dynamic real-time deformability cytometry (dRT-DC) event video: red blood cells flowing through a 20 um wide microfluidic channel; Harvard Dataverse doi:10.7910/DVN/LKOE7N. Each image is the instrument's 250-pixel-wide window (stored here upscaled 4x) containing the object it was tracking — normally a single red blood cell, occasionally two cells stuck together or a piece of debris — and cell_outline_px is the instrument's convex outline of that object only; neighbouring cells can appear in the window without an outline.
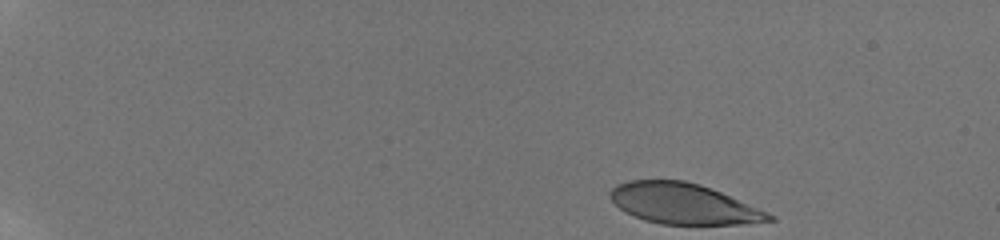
{"species": "human", "species_latin": "Homo sapiens", "temperature_condition": "room temperature", "stored_images_in_passage": 73, "camera_frame_rate_fps": 3000, "um_per_image_px": 0.085, "donor": {"sex": "male"}, "frame": {"image": 1, "passage_image": 1, "time_ms": 0.0, "image_size_px": [1000, 240], "cell_outline_px": [[776, 220], [740, 224], [660, 224], [644, 220], [624, 212], [612, 200], [608, 192], [616, 184], [628, 180], [684, 180], [700, 184], [720, 192], [768, 212], [776, 216]], "centroid_in_image_um": [58.07, 17.31], "position_along_channel_um": 26.9, "area_um2": 37.51}}
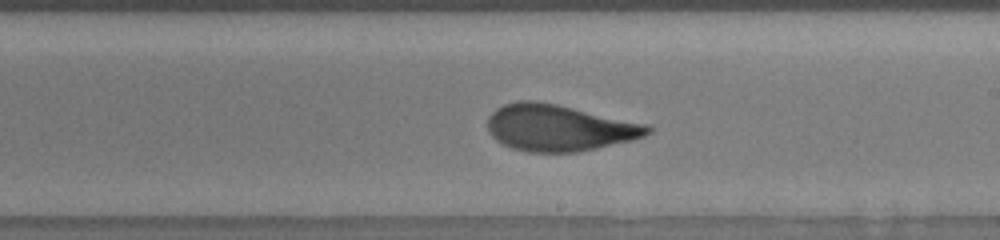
{"frame": {"image": 2, "passage_image": 48, "time_ms": 9.333, "image_size_px": [1000, 240], "cell_outline_px": [[652, 132], [644, 136], [632, 140], [596, 148], [576, 152], [528, 152], [512, 148], [496, 140], [488, 132], [488, 116], [496, 108], [504, 104], [516, 100], [536, 100], [556, 104], [652, 124]], "centroid_in_image_um": [47.54, 10.85], "position_along_channel_um": 241.5, "area_um2": 43.7}}
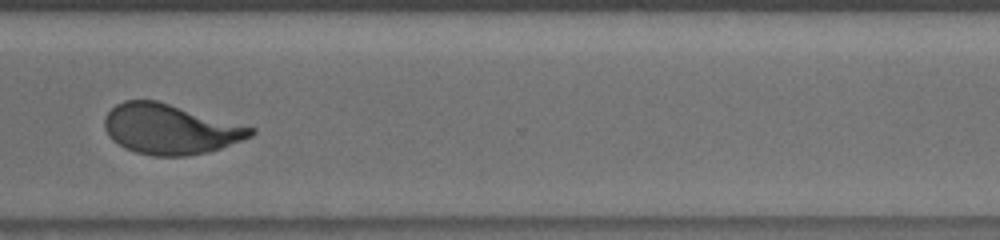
{"frame": {"image": 3, "passage_image": 62, "time_ms": 12.333, "image_size_px": [1000, 240], "cell_outline_px": [[256, 132], [252, 136], [220, 148], [208, 152], [184, 156], [152, 156], [136, 152], [124, 148], [112, 140], [108, 136], [104, 128], [104, 116], [116, 104], [124, 100], [156, 100], [256, 128]], "centroid_in_image_um": [14.43, 10.98], "position_along_channel_um": 356.2, "area_um2": 42.66}, "authors_computed_cell_mechanics": {"area_um2": 42.772, "velocity_mm_per_s": 3.8178, "shape_relaxation_time_tau1_ms": 6.8633, "shape_relaxation_time_tau2_ms": 0.9427, "deformation_change_tau1": 0.2614, "deformation_change_tau2": 0.0808}}